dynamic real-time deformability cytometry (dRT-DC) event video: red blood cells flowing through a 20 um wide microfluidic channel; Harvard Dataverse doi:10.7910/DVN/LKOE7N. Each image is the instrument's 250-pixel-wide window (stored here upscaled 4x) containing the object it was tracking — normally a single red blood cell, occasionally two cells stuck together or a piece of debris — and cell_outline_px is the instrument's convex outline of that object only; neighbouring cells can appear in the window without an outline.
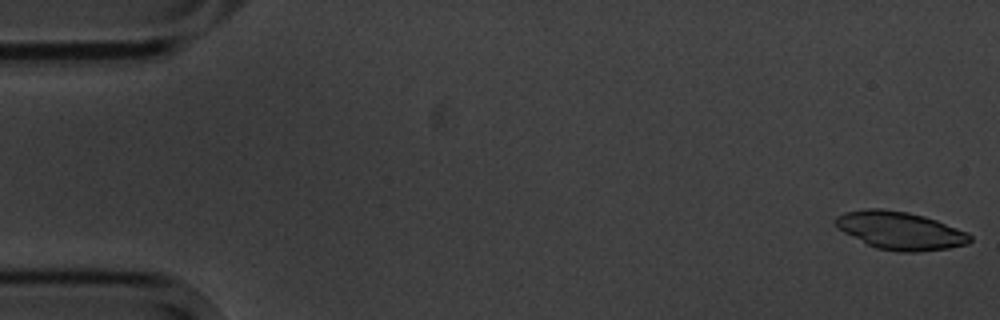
{"species": "common noctule bat (a hibernating species)", "species_latin": "Nyctalus noctula", "temperature_condition": "cold", "stored_images_in_passage": 5, "camera_frame_rate_fps": 3000, "um_per_image_px": 0.085, "animal": {"sex": "male", "body_mass_g": 20.1, "forearm_length_mm": 53.5}, "frame": {"image": 1, "passage_image": 1, "time_ms": 0.0, "image_size_px": [1000, 320], "cell_outline_px": [[972, 240], [968, 244], [948, 248], [916, 252], [900, 252], [876, 248], [836, 228], [836, 216], [844, 212], [864, 208], [880, 208], [908, 212], [924, 216], [936, 220], [968, 232], [972, 236]], "centroid_in_image_um": [76.52, 19.59], "position_along_channel_um": 8.5, "area_um2": 29.71}}